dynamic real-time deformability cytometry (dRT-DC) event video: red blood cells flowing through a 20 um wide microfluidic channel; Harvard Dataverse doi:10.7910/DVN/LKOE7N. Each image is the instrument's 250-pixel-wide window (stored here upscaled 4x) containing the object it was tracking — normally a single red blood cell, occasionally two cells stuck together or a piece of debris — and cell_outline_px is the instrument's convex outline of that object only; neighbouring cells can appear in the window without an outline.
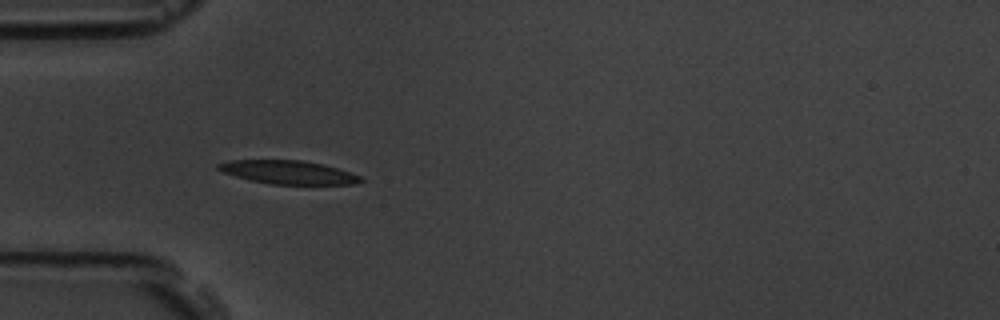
{"species": "common noctule bat (a hibernating species)", "species_latin": "Nyctalus noctula", "temperature_condition": "room temperature", "stored_images_in_passage": 39, "camera_frame_rate_fps": 3000, "um_per_image_px": 0.085, "animal": {"sex": "male", "body_mass_g": 19.5, "forearm_length_mm": 54.6}, "frame": {"image": 1, "passage_image": 1, "time_ms": 0.0, "image_size_px": [1000, 320], "cell_outline_px": [[364, 180], [352, 184], [268, 184], [236, 176], [224, 172], [216, 168], [216, 164], [228, 160], [304, 160], [324, 164], [360, 176]], "centroid_in_image_um": [24.47, 14.63], "position_along_channel_um": 60.5, "area_um2": 19.31}}
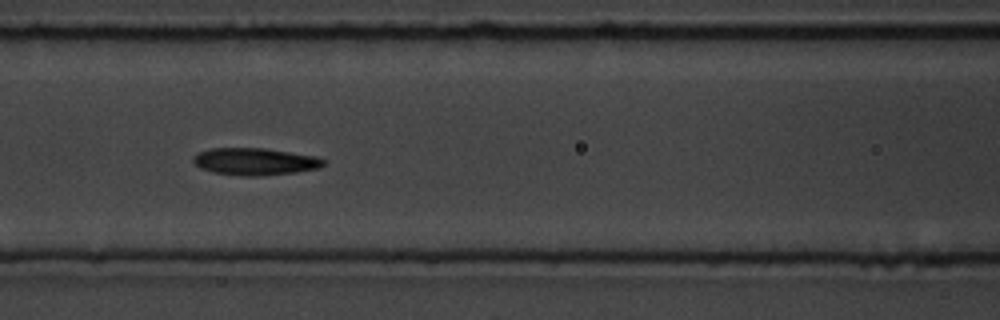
{"frame": {"image": 2, "passage_image": 8, "time_ms": 2.333, "image_size_px": [1000, 320], "cell_outline_px": [[324, 164], [320, 168], [296, 172], [256, 176], [244, 176], [212, 172], [200, 168], [192, 160], [192, 156], [196, 152], [212, 148], [264, 148], [320, 156], [324, 160]], "centroid_in_image_um": [21.67, 13.72], "position_along_channel_um": 144.9, "area_um2": 20.81}}
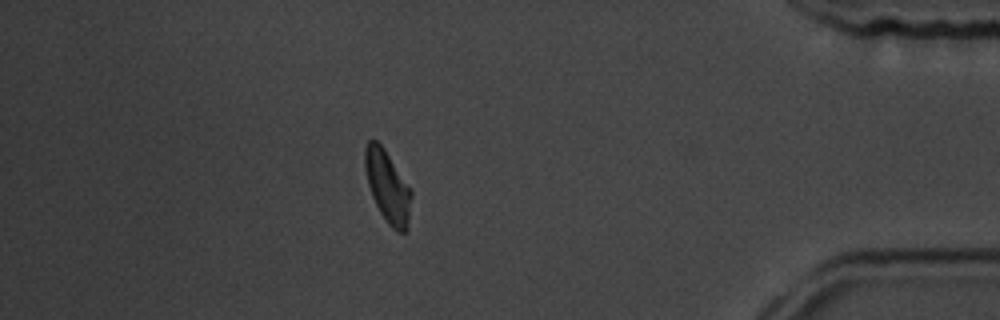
{"frame": {"image": 3, "passage_image": 32, "time_ms": 10.333, "image_size_px": [1000, 320], "cell_outline_px": [[412, 196], [408, 228], [404, 232], [396, 232], [388, 224], [380, 212], [372, 196], [368, 184], [364, 164], [364, 148], [368, 140], [376, 140], [384, 148], [412, 192]], "centroid_in_image_um": [32.94, 15.87], "position_along_channel_um": 402.3, "area_um2": 19.31}, "authors_computed_cell_mechanics": {"area_um2": 20.1722, "velocity_mm_per_s": 3.7447, "shape_relaxation_time_tau1_ms": 3.1242, "shape_relaxation_time_tau2_ms": 4.5051, "deformation_change_tau1": 0.1422, "deformation_change_tau2": 0.1242}}